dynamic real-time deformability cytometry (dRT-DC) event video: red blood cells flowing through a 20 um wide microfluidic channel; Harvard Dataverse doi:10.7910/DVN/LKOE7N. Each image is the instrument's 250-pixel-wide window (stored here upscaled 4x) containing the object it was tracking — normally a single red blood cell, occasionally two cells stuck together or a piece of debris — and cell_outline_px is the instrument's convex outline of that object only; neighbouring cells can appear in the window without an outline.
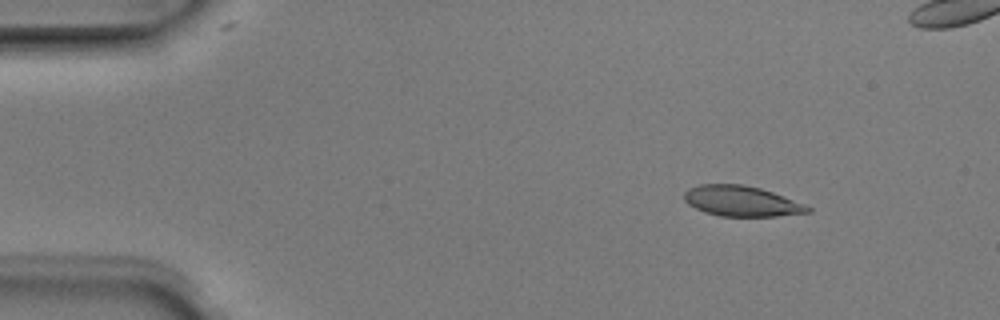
{"species": "Egyptian fruit bat (a non-hibernating species)", "species_latin": "Rousettus aegyptiacus", "temperature_condition": "room temperature", "stored_images_in_passage": 5, "camera_frame_rate_fps": 3000, "um_per_image_px": 0.085, "animal": {"sex": "male"}, "frame": {"image": 1, "passage_image": 2, "time_ms": 0.333, "image_size_px": [1000, 320], "cell_outline_px": [[812, 212], [776, 216], [720, 216], [704, 212], [688, 204], [684, 200], [684, 192], [688, 188], [700, 184], [744, 184], [760, 188], [808, 204], [812, 208]], "centroid_in_image_um": [63.06, 17.09], "position_along_channel_um": 21.9, "area_um2": 22.14}}